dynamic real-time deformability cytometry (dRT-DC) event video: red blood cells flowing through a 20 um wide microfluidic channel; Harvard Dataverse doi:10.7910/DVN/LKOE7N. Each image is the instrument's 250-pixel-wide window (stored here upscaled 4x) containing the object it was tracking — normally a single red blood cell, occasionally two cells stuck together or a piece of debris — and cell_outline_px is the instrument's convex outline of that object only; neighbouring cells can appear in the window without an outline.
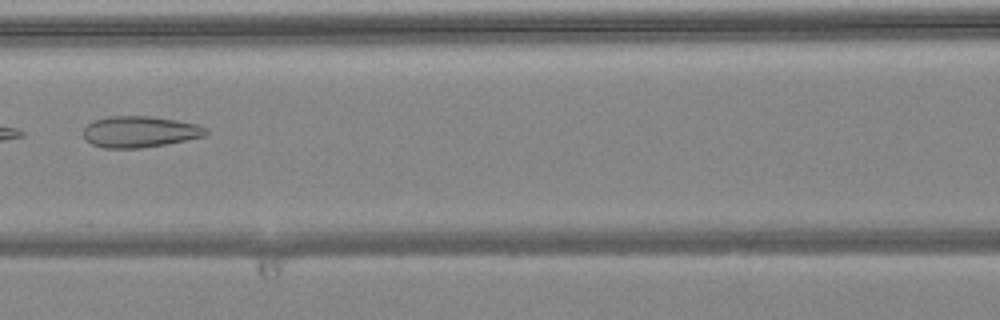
{"species": "common noctule bat (a hibernating species)", "species_latin": "Nyctalus noctula", "temperature_condition": "warm", "stored_images_in_passage": 3, "camera_frame_rate_fps": 3000, "um_per_image_px": 0.085, "animal": {"sex": "female", "body_mass_g": 24.6, "forearm_length_mm": 56.2}, "frame": {"image": 1, "passage_image": 3, "time_ms": 0.667, "image_size_px": [1000, 320], "cell_outline_px": [[208, 132], [204, 136], [164, 144], [140, 148], [104, 148], [92, 144], [84, 136], [84, 128], [88, 124], [96, 120], [108, 116], [148, 116], [176, 120], [196, 124], [208, 128]], "centroid_in_image_um": [11.88, 11.19], "position_along_channel_um": 154.7, "area_um2": 22.02}}